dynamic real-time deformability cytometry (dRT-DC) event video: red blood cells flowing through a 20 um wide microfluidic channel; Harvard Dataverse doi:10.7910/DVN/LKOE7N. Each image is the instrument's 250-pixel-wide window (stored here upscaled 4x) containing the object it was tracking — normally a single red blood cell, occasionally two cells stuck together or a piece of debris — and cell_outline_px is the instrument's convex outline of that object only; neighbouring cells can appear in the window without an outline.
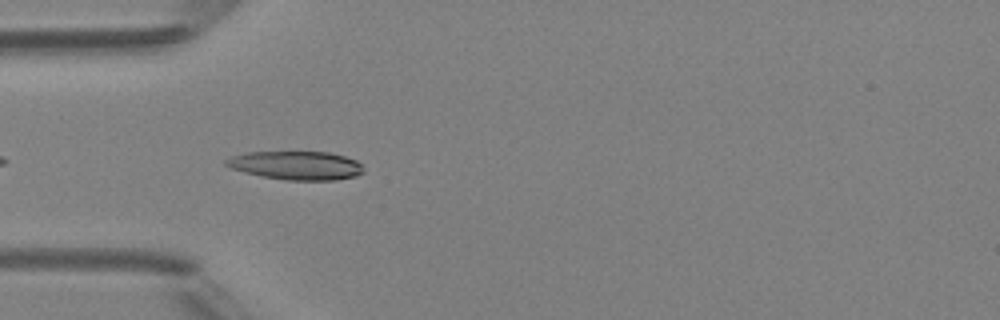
{"species": "Egyptian fruit bat (a non-hibernating species)", "species_latin": "Rousettus aegyptiacus", "temperature_condition": "room temperature", "stored_images_in_passage": 5, "camera_frame_rate_fps": 3000, "um_per_image_px": 0.085, "animal": {"sex": "female"}, "frame": {"image": 1, "passage_image": 4, "time_ms": 4.333, "image_size_px": [1000, 320], "cell_outline_px": [[364, 172], [356, 176], [336, 180], [284, 180], [260, 176], [244, 172], [232, 168], [224, 164], [224, 160], [232, 156], [248, 152], [328, 152], [344, 156], [356, 160], [364, 168]], "centroid_in_image_um": [25.18, 14.07], "position_along_channel_um": 59.8, "area_um2": 22.95}}
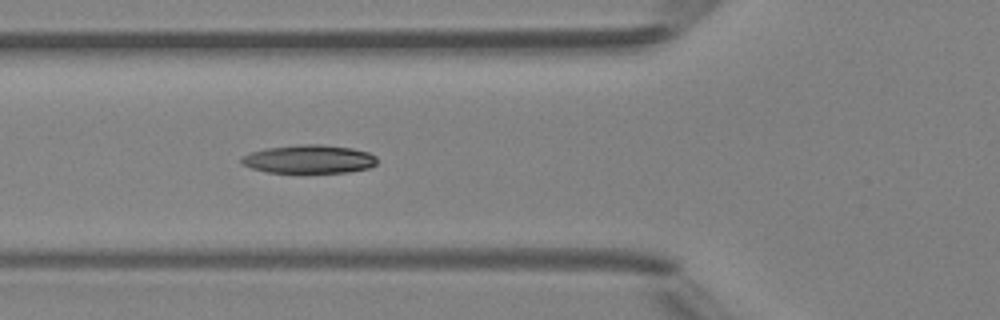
{"frame": {"image": 2, "passage_image": 5, "time_ms": 5.333, "image_size_px": [1000, 320], "cell_outline_px": [[376, 164], [368, 168], [348, 172], [268, 172], [252, 168], [240, 164], [240, 156], [264, 148], [300, 144], [320, 144], [352, 148], [368, 152], [376, 156]], "centroid_in_image_um": [26.23, 13.52], "position_along_channel_um": 99.6, "area_um2": 22.48}}